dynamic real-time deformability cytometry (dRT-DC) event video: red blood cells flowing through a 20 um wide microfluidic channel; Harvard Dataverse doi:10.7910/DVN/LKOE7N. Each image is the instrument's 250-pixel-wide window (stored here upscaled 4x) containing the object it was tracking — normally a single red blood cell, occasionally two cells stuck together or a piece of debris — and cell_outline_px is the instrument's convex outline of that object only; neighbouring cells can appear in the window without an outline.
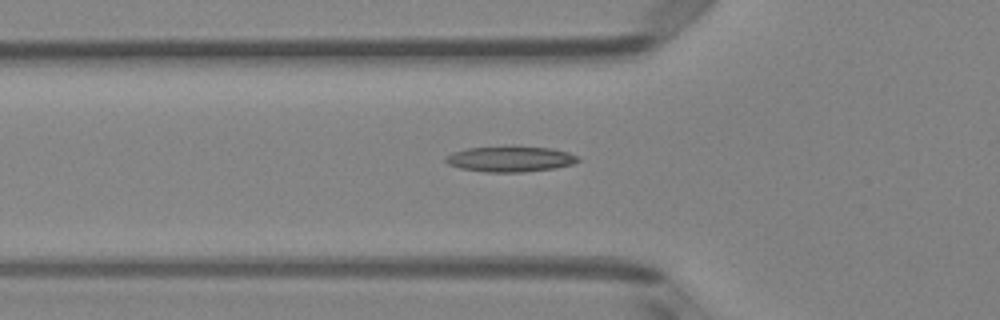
{"species": "Egyptian fruit bat (a non-hibernating species)", "species_latin": "Rousettus aegyptiacus", "temperature_condition": "room temperature", "stored_images_in_passage": 36, "camera_frame_rate_fps": 3000, "um_per_image_px": 0.085, "animal": {"sex": "female"}, "frame": {"image": 1, "passage_image": 3, "time_ms": 0.667, "image_size_px": [1000, 320], "cell_outline_px": [[580, 160], [572, 164], [556, 168], [524, 172], [484, 172], [460, 168], [448, 164], [444, 160], [444, 156], [452, 152], [468, 148], [552, 148], [568, 152], [580, 156]], "centroid_in_image_um": [43.37, 13.54], "position_along_channel_um": 82.4, "area_um2": 19.36}}
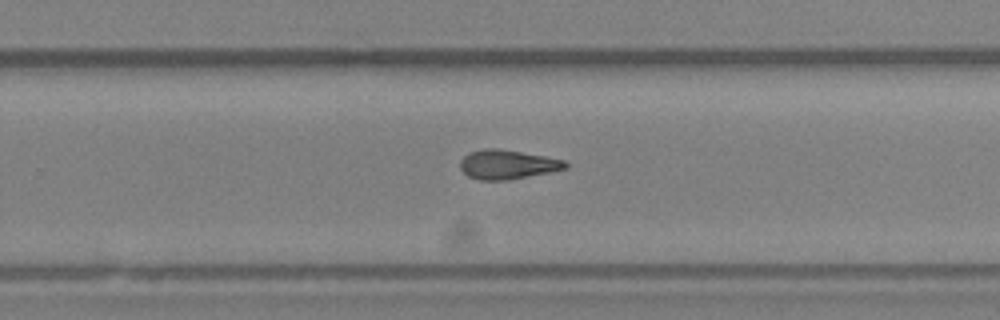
{"frame": {"image": 2, "passage_image": 18, "time_ms": 5.667, "image_size_px": [1000, 320], "cell_outline_px": [[568, 168], [508, 180], [480, 180], [468, 176], [460, 168], [460, 160], [468, 152], [484, 148], [496, 148], [544, 156], [564, 160], [568, 164]], "centroid_in_image_um": [43.1, 13.98], "position_along_channel_um": 286.7, "area_um2": 17.8}}
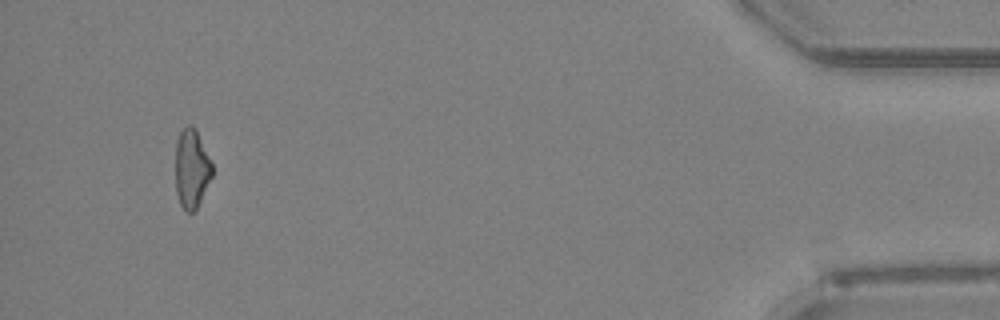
{"frame": {"image": 3, "passage_image": 33, "time_ms": 10.667, "image_size_px": [1000, 320], "cell_outline_px": [[212, 176], [196, 212], [184, 212], [180, 204], [176, 192], [176, 140], [180, 132], [188, 124], [192, 124], [196, 128], [212, 164]], "centroid_in_image_um": [16.29, 14.36], "position_along_channel_um": 418.9, "area_um2": 17.11}, "authors_computed_cell_mechanics": {"area_um2": 17.8891, "velocity_mm_per_s": 4.0837, "shape_relaxation_time_tau1_ms": 4.3281, "shape_relaxation_time_tau2_ms": 3.841, "deformation_change_tau1": 0.1529, "deformation_change_tau2": 0.1188}}